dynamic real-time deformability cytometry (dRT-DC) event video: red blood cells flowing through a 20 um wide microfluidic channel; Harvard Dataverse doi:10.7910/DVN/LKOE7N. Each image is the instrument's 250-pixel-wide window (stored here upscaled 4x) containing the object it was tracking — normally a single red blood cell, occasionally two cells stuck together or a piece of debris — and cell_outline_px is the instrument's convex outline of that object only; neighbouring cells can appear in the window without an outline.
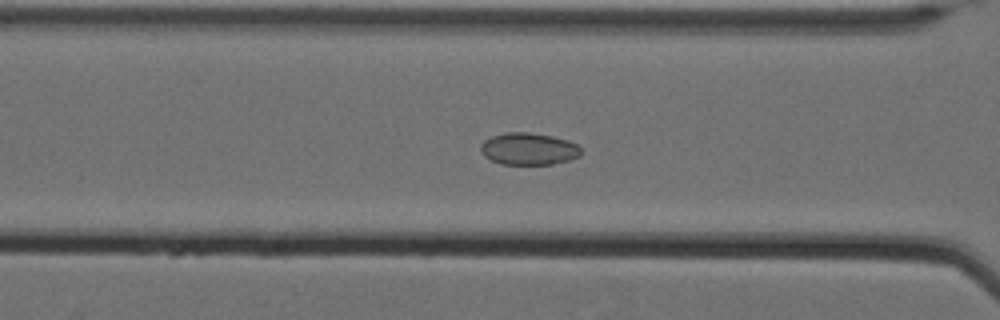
{"species": "Egyptian fruit bat (a non-hibernating species)", "species_latin": "Rousettus aegyptiacus", "temperature_condition": "cold", "stored_images_in_passage": 50, "camera_frame_rate_fps": 3000, "um_per_image_px": 0.085, "animal": {"sex": "female"}, "frame": {"image": 1, "passage_image": 18, "time_ms": 5.667, "image_size_px": [1000, 320], "cell_outline_px": [[580, 156], [568, 160], [552, 164], [500, 164], [484, 156], [480, 148], [480, 144], [484, 140], [492, 136], [504, 132], [528, 132], [552, 136], [568, 140], [576, 144], [580, 148]], "centroid_in_image_um": [44.91, 12.65], "position_along_channel_um": 121.7, "area_um2": 18.73}}
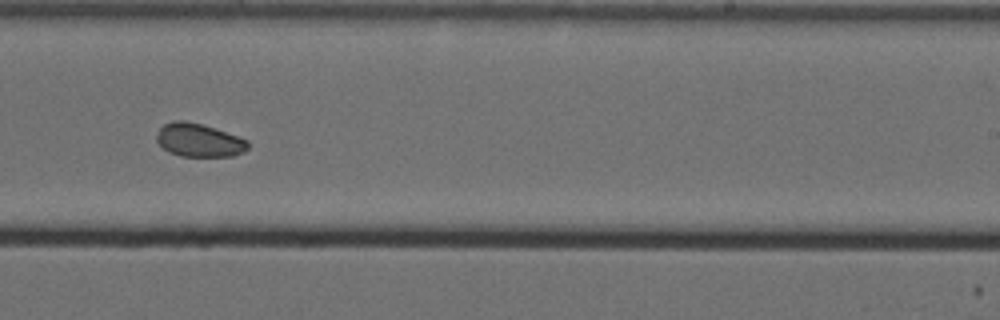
{"frame": {"image": 2, "passage_image": 31, "time_ms": 10.0, "image_size_px": [1000, 320], "cell_outline_px": [[248, 148], [244, 152], [232, 156], [180, 156], [168, 152], [156, 140], [156, 132], [164, 124], [176, 120], [184, 120], [200, 124], [240, 136], [248, 140]], "centroid_in_image_um": [16.91, 11.92], "position_along_channel_um": 272.1, "area_um2": 17.74}}
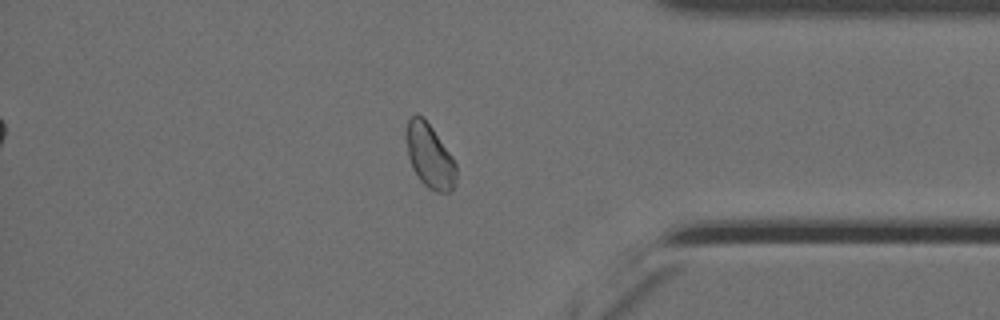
{"frame": {"image": 3, "passage_image": 43, "time_ms": 14.0, "image_size_px": [1000, 320], "cell_outline_px": [[456, 184], [448, 192], [436, 192], [428, 188], [420, 180], [412, 168], [408, 156], [408, 120], [416, 112], [432, 128], [452, 156], [456, 164]], "centroid_in_image_um": [36.55, 13.31], "position_along_channel_um": 398.6, "area_um2": 18.15}}